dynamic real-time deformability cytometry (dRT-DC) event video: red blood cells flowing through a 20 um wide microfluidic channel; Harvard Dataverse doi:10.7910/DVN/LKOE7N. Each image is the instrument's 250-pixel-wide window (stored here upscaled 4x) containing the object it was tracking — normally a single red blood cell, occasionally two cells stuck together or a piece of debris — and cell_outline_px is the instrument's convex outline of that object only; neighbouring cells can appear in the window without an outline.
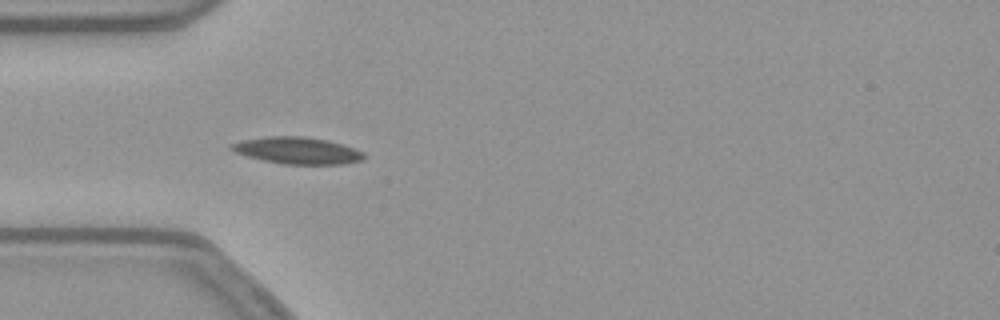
{"species": "common noctule bat (a hibernating species)", "species_latin": "Nyctalus noctula", "temperature_condition": "warm", "stored_images_in_passage": 39, "camera_frame_rate_fps": 3000, "um_per_image_px": 0.085, "animal": {"sex": "female", "body_mass_g": 21.9}, "frame": {"image": 1, "passage_image": 1, "time_ms": 0.0, "image_size_px": [1000, 320], "cell_outline_px": [[364, 156], [360, 160], [340, 164], [284, 164], [264, 160], [248, 156], [236, 152], [228, 148], [228, 144], [240, 140], [264, 136], [304, 136], [328, 140], [364, 152]], "centroid_in_image_um": [25.19, 12.78], "position_along_channel_um": 59.8, "area_um2": 20.58}}
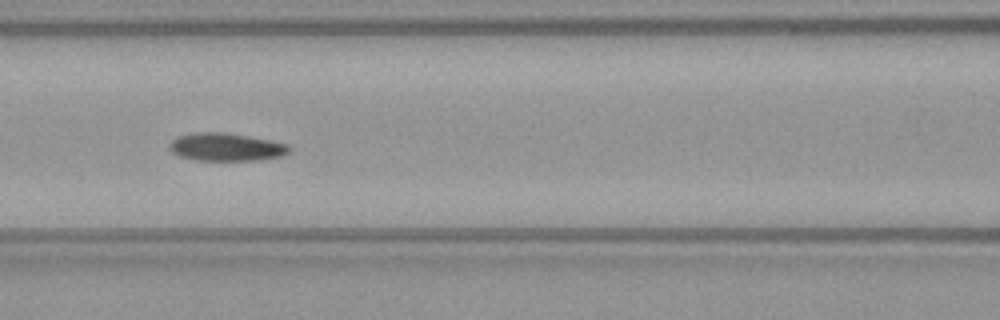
{"frame": {"image": 2, "passage_image": 8, "time_ms": 2.333, "image_size_px": [1000, 320], "cell_outline_px": [[288, 152], [280, 156], [260, 160], [196, 160], [180, 156], [172, 152], [168, 148], [168, 144], [176, 136], [192, 132], [224, 132], [248, 136], [288, 144]], "centroid_in_image_um": [19.14, 12.49], "position_along_channel_um": 147.5, "area_um2": 19.42}}
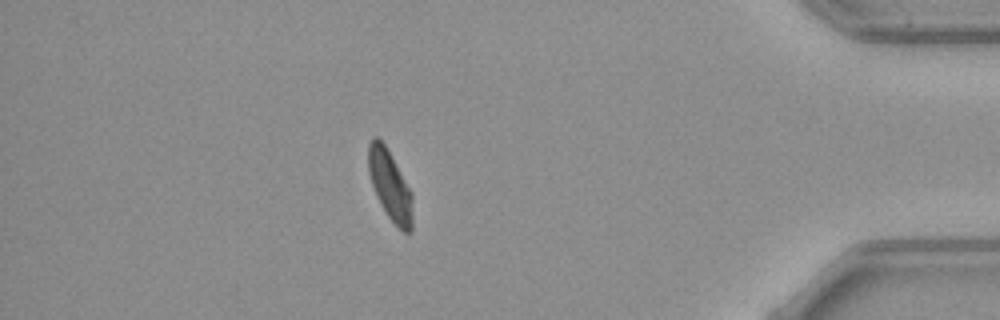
{"frame": {"image": 3, "passage_image": 32, "time_ms": 10.333, "image_size_px": [1000, 320], "cell_outline_px": [[412, 232], [404, 232], [388, 216], [380, 204], [376, 196], [368, 172], [368, 144], [372, 136], [376, 136], [384, 144], [412, 192]], "centroid_in_image_um": [33.14, 15.75], "position_along_channel_um": 402.1, "area_um2": 17.8}}